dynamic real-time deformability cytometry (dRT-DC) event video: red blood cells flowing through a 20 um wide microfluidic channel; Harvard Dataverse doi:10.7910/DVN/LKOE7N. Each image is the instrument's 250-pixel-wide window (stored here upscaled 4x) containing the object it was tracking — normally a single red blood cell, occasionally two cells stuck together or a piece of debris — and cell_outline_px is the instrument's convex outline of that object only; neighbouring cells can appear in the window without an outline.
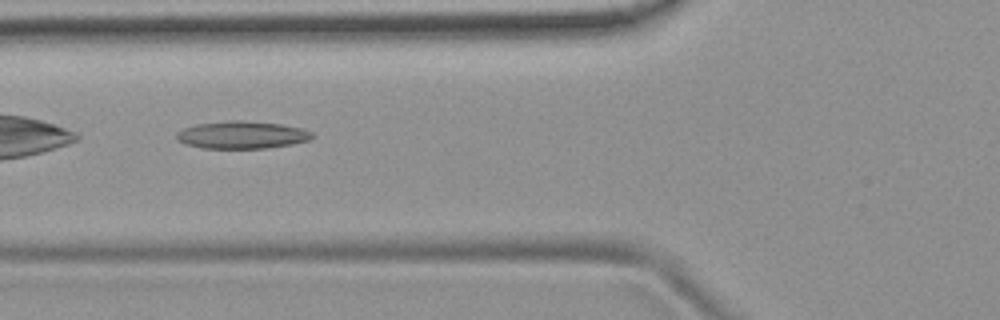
{"species": "common noctule bat (a hibernating species)", "species_latin": "Nyctalus noctula", "temperature_condition": "room temperature", "stored_images_in_passage": 6, "camera_frame_rate_fps": 3000, "um_per_image_px": 0.085, "animal": {"sex": "female", "body_mass_g": 19.9}, "frame": {"image": 1, "passage_image": 6, "time_ms": 1.667, "image_size_px": [1000, 320], "cell_outline_px": [[312, 136], [308, 140], [292, 144], [268, 148], [204, 148], [184, 144], [176, 140], [176, 132], [184, 128], [196, 124], [228, 120], [240, 120], [280, 124], [300, 128], [312, 132]], "centroid_in_image_um": [20.51, 11.47], "position_along_channel_um": 105.3, "area_um2": 21.68}}